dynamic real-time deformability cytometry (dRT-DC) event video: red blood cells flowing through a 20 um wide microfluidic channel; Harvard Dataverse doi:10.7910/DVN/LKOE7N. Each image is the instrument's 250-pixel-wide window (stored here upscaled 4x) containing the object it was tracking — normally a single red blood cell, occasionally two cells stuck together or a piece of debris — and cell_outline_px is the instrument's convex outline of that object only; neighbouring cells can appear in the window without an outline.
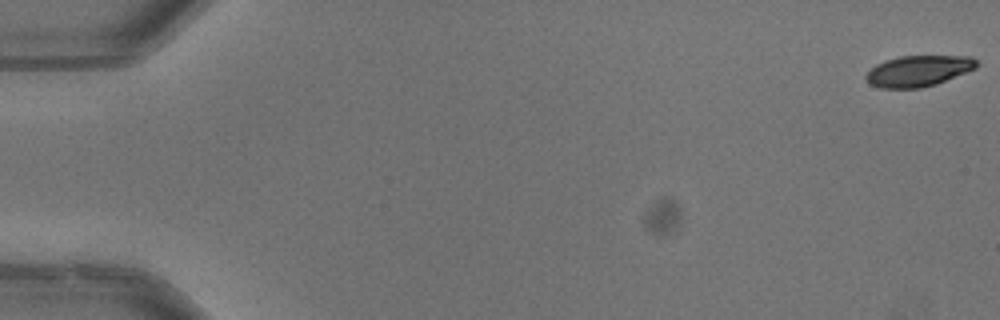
{"species": "common noctule bat (a hibernating species)", "species_latin": "Nyctalus noctula", "temperature_condition": "warm", "stored_images_in_passage": 53, "camera_frame_rate_fps": 3000, "um_per_image_px": 0.085, "animal": {"sex": "male", "body_mass_g": 13.3}, "frame": {"image": 1, "passage_image": 1, "time_ms": 0.0, "image_size_px": [1000, 320], "cell_outline_px": [[980, 64], [976, 68], [936, 84], [920, 88], [880, 88], [868, 84], [864, 76], [876, 64], [900, 56], [972, 56]], "centroid_in_image_um": [78.06, 6.03], "position_along_channel_um": 6.9, "area_um2": 19.94}}
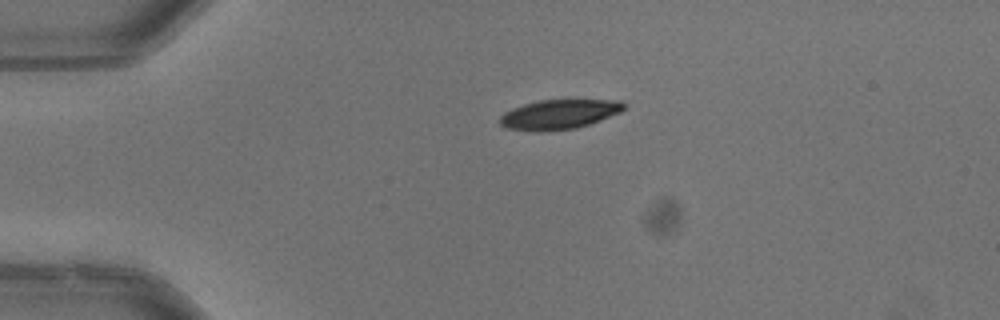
{"frame": {"image": 2, "passage_image": 13, "time_ms": 4.0, "image_size_px": [1000, 320], "cell_outline_px": [[628, 104], [620, 112], [600, 120], [576, 128], [540, 132], [532, 132], [504, 128], [500, 124], [500, 116], [504, 112], [512, 108], [524, 104], [540, 100], [568, 96], [576, 96], [624, 100]], "centroid_in_image_um": [47.6, 9.65], "position_along_channel_um": 37.4, "area_um2": 22.95}, "authors_computed_cell_mechanics": {"area_um2": 22.6576, "velocity_mm_per_s": 3.9829, "shape_relaxation_time_tau1_ms": 3.3125, "shape_relaxation_time_tau2_ms": 8.642, "deformation_change_tau1": 0.134, "deformation_change_tau2": 0.1409}}